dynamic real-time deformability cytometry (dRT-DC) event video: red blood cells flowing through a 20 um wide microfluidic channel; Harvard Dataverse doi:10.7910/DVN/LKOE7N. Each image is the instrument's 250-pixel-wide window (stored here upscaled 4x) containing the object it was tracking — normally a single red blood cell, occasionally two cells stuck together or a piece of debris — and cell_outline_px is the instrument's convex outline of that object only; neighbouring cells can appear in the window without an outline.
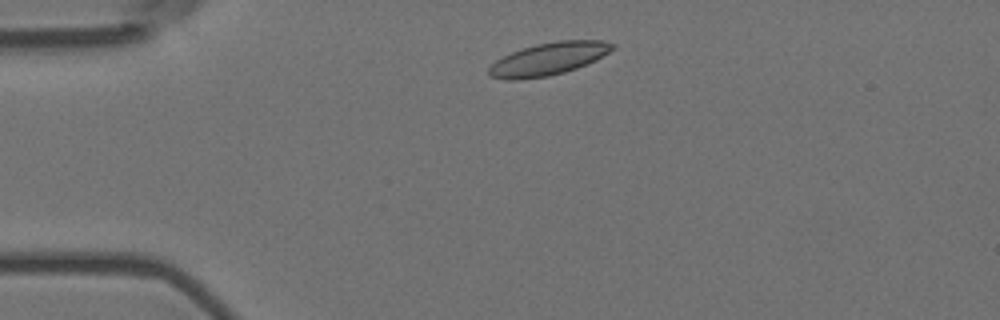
{"species": "Egyptian fruit bat (a non-hibernating species)", "species_latin": "Rousettus aegyptiacus", "temperature_condition": "room temperature", "stored_images_in_passage": 3, "camera_frame_rate_fps": 3000, "um_per_image_px": 0.085, "animal": {"sex": "female"}, "frame": {"image": 1, "passage_image": 2, "time_ms": 0.333, "image_size_px": [1000, 320], "cell_outline_px": [[616, 48], [596, 60], [576, 68], [564, 72], [548, 76], [520, 80], [508, 80], [488, 76], [488, 68], [496, 60], [512, 52], [536, 44], [556, 40], [604, 40], [616, 44]], "centroid_in_image_um": [46.65, 5.0], "position_along_channel_um": 38.4, "area_um2": 23.58}}